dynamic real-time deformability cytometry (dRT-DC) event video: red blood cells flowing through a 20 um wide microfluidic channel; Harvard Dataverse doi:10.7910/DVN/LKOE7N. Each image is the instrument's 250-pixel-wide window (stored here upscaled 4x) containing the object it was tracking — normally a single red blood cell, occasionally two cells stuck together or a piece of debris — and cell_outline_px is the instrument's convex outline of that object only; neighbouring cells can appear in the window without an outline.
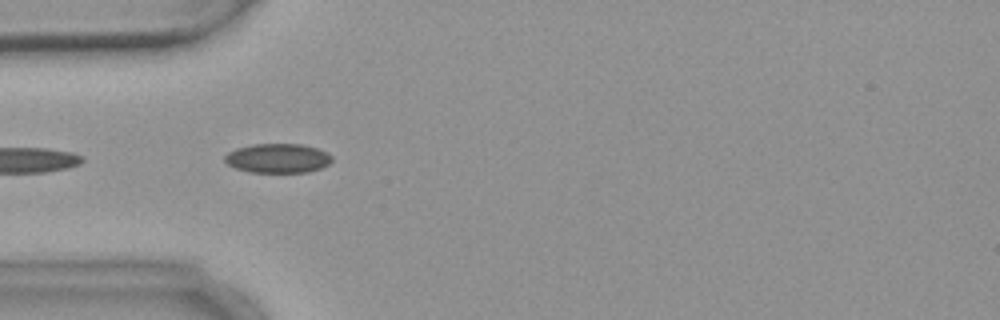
{"species": "common noctule bat (a hibernating species)", "species_latin": "Nyctalus noctula", "temperature_condition": "warm", "stored_images_in_passage": 12, "camera_frame_rate_fps": 3000, "um_per_image_px": 0.085, "animal": {"sex": "female", "body_mass_g": 18.4}, "frame": {"image": 1, "passage_image": 2, "time_ms": 1.0, "image_size_px": [1000, 320], "cell_outline_px": [[332, 160], [328, 164], [320, 168], [308, 172], [248, 172], [236, 168], [228, 164], [224, 160], [224, 156], [228, 152], [236, 148], [252, 144], [300, 144], [316, 148], [328, 152], [332, 156]], "centroid_in_image_um": [23.6, 13.45], "position_along_channel_um": 61.4, "area_um2": 18.32}}
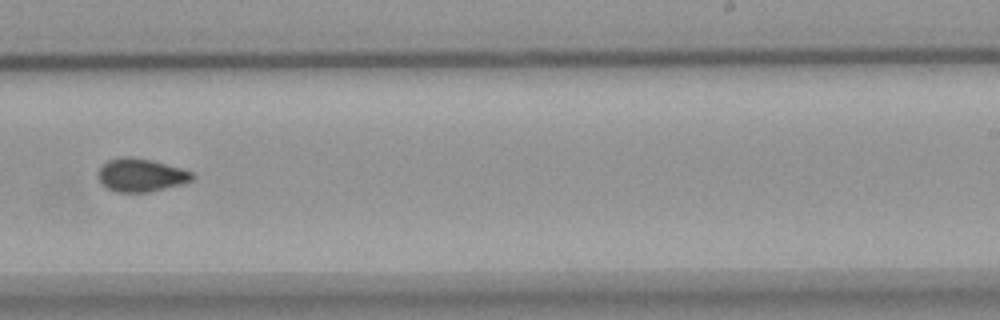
{"frame": {"image": 2, "passage_image": 7, "time_ms": 7.0, "image_size_px": [1000, 320], "cell_outline_px": [[196, 176], [192, 180], [184, 184], [148, 192], [116, 192], [100, 184], [96, 176], [96, 172], [108, 160], [124, 156], [152, 160], [180, 168], [192, 172]], "centroid_in_image_um": [11.96, 14.89], "position_along_channel_um": 277.0, "area_um2": 18.32}}
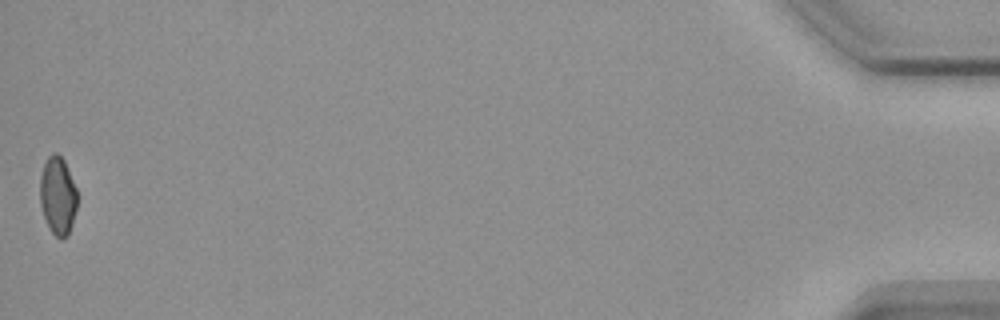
{"frame": {"image": 3, "passage_image": 12, "time_ms": 14.0, "image_size_px": [1000, 320], "cell_outline_px": [[76, 208], [72, 224], [68, 236], [60, 240], [48, 228], [40, 204], [40, 176], [44, 164], [48, 156], [52, 152], [56, 152], [64, 160], [76, 188]], "centroid_in_image_um": [4.9, 16.65], "position_along_channel_um": 430.3, "area_um2": 16.94}}